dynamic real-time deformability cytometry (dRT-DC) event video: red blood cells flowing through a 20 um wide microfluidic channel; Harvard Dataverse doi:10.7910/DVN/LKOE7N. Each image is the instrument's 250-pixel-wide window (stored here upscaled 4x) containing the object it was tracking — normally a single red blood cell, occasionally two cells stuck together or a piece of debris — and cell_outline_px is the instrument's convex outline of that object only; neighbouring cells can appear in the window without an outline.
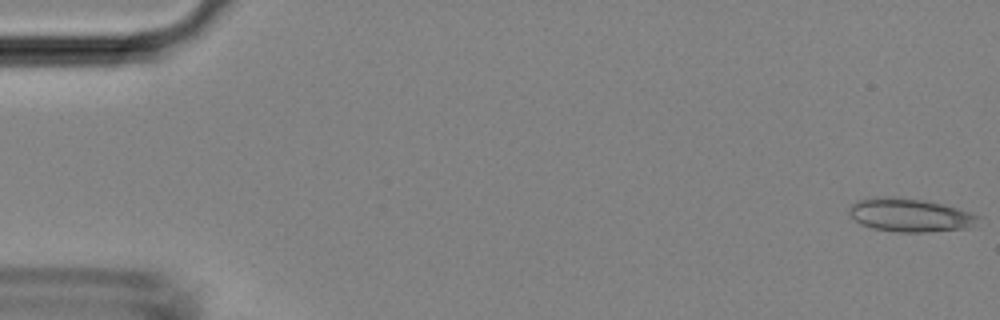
{"species": "Egyptian fruit bat (a non-hibernating species)", "species_latin": "Rousettus aegyptiacus", "temperature_condition": "room temperature", "stored_images_in_passage": 12, "camera_frame_rate_fps": 3000, "um_per_image_px": 0.085, "animal": {"sex": "female"}, "frame": {"image": 1, "passage_image": 1, "time_ms": 0.0, "image_size_px": [1000, 320], "cell_outline_px": [[980, 216], [972, 228], [924, 232], [896, 232], [872, 228], [860, 224], [848, 212], [848, 208], [856, 200], [876, 196], [892, 196], [924, 200], [944, 204]], "centroid_in_image_um": [77.31, 18.27], "position_along_channel_um": 7.7, "area_um2": 25.26}}